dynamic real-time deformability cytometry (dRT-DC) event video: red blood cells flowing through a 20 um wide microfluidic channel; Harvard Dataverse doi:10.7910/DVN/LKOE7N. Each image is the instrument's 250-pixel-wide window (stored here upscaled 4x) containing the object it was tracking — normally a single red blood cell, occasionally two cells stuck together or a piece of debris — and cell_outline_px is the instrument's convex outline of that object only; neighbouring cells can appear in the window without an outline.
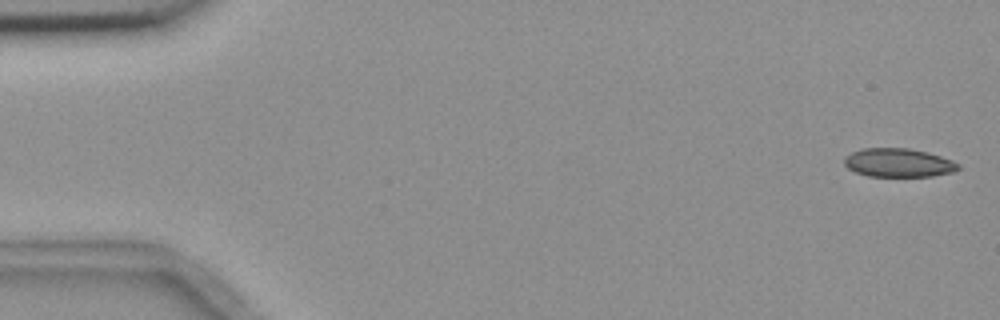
{"species": "common noctule bat (a hibernating species)", "species_latin": "Nyctalus noctula", "temperature_condition": "room temperature", "stored_images_in_passage": 5, "camera_frame_rate_fps": 3000, "um_per_image_px": 0.085, "animal": {"sex": "female", "body_mass_g": 18.4}, "frame": {"image": 1, "passage_image": 1, "time_ms": 0.0, "image_size_px": [1000, 320], "cell_outline_px": [[960, 168], [952, 172], [932, 176], [868, 176], [856, 172], [848, 168], [844, 164], [844, 156], [860, 148], [908, 148], [928, 152], [952, 160], [960, 164]], "centroid_in_image_um": [76.35, 13.82], "position_along_channel_um": 8.6, "area_um2": 19.07}}